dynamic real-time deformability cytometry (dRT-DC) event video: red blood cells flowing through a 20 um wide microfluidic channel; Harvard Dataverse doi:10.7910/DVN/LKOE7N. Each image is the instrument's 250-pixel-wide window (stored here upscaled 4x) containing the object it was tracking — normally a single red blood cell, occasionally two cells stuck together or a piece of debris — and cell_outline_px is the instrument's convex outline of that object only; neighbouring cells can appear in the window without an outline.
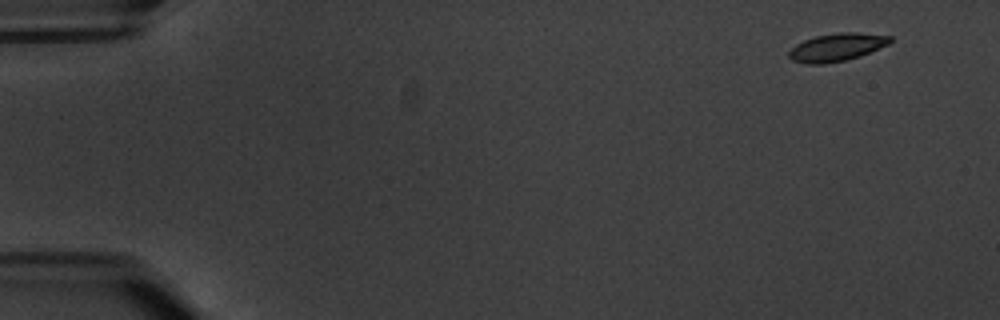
{"species": "common noctule bat (a hibernating species)", "species_latin": "Nyctalus noctula", "temperature_condition": "warm", "stored_images_in_passage": 5, "camera_frame_rate_fps": 3000, "um_per_image_px": 0.085, "animal": {"sex": "male", "body_mass_g": 20.1, "forearm_length_mm": 53.5}, "frame": {"image": 1, "passage_image": 1, "time_ms": 0.0, "image_size_px": [1000, 320], "cell_outline_px": [[892, 40], [888, 44], [860, 56], [844, 60], [824, 64], [808, 64], [792, 60], [788, 56], [788, 52], [796, 44], [804, 40], [816, 36], [840, 32], [856, 32], [892, 36]], "centroid_in_image_um": [71.11, 4.01], "position_along_channel_um": 13.9, "area_um2": 16.3}}
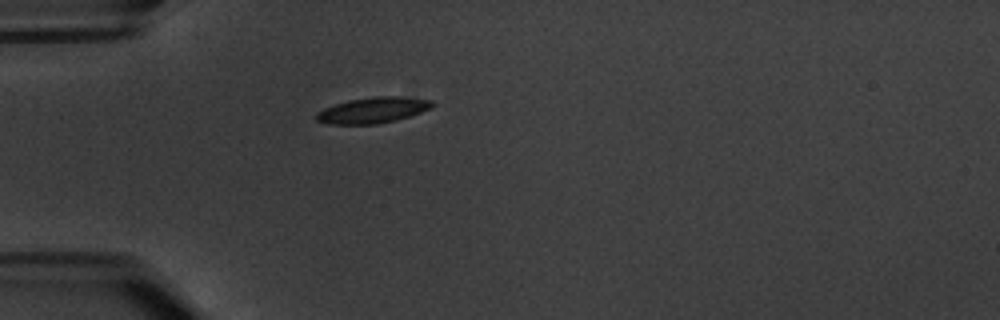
{"frame": {"image": 2, "passage_image": 4, "time_ms": 4.667, "image_size_px": [1000, 320], "cell_outline_px": [[436, 104], [432, 108], [396, 120], [376, 124], [328, 124], [316, 120], [316, 112], [324, 108], [348, 100], [372, 96], [400, 96], [432, 100]], "centroid_in_image_um": [31.7, 9.35], "position_along_channel_um": 53.3, "area_um2": 17.51}}